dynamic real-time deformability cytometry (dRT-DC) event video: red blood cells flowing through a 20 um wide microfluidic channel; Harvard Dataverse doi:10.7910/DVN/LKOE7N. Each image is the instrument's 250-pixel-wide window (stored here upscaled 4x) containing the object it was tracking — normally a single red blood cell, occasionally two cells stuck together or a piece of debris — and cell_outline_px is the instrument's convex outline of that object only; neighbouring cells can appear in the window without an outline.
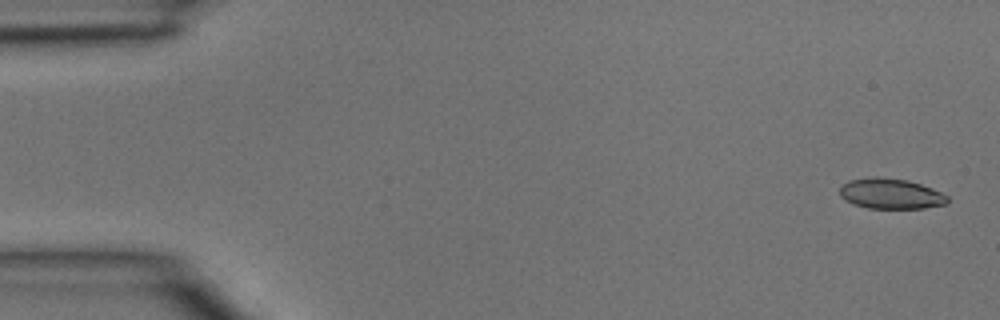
{"species": "common noctule bat (a hibernating species)", "species_latin": "Nyctalus noctula", "temperature_condition": "room temperature", "stored_images_in_passage": 4, "camera_frame_rate_fps": 3000, "um_per_image_px": 0.085, "animal": {"sex": "male", "body_mass_g": 15.6}, "frame": {"image": 1, "passage_image": 1, "time_ms": 0.0, "image_size_px": [1000, 320], "cell_outline_px": [[948, 204], [924, 208], [868, 208], [844, 200], [840, 196], [840, 188], [848, 180], [872, 176], [876, 176], [908, 180], [932, 188], [948, 196]], "centroid_in_image_um": [75.72, 16.46], "position_along_channel_um": 9.3, "area_um2": 19.13}}
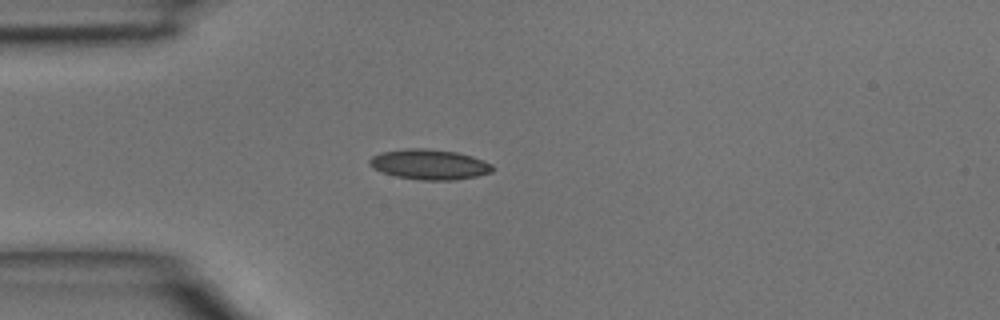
{"frame": {"image": 2, "passage_image": 4, "time_ms": 1.0, "image_size_px": [1000, 320], "cell_outline_px": [[496, 168], [492, 172], [476, 176], [456, 180], [420, 180], [396, 176], [372, 168], [368, 164], [368, 160], [372, 156], [380, 152], [408, 148], [428, 148], [456, 152], [472, 156], [484, 160], [492, 164]], "centroid_in_image_um": [36.51, 13.97], "position_along_channel_um": 48.5, "area_um2": 21.85}}